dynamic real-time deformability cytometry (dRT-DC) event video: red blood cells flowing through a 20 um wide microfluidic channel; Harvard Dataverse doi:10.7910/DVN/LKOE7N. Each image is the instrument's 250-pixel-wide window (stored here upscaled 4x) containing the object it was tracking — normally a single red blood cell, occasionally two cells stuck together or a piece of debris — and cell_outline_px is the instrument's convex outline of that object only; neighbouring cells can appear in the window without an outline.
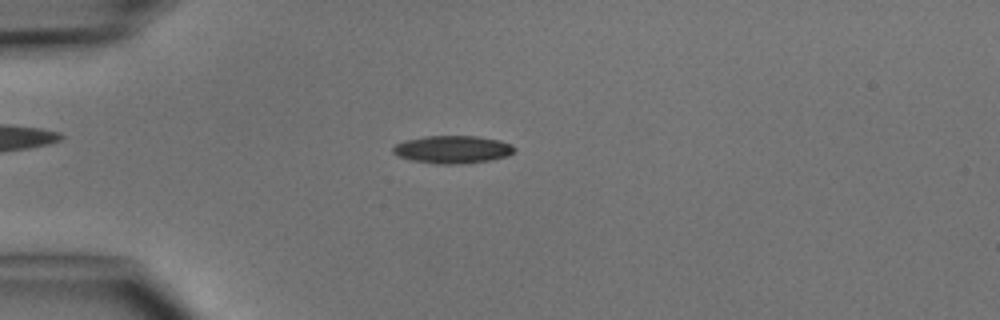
{"species": "common noctule bat (a hibernating species)", "species_latin": "Nyctalus noctula", "temperature_condition": "cold", "stored_images_in_passage": 4, "camera_frame_rate_fps": 3000, "um_per_image_px": 0.085, "animal": {"sex": "male", "body_mass_g": 15.6}, "frame": {"image": 1, "passage_image": 3, "time_ms": 3.333, "image_size_px": [1000, 320], "cell_outline_px": [[516, 152], [508, 156], [492, 160], [460, 164], [436, 164], [412, 160], [400, 156], [392, 152], [392, 148], [396, 144], [404, 140], [424, 136], [476, 136], [500, 140], [512, 144], [516, 148]], "centroid_in_image_um": [38.52, 12.7], "position_along_channel_um": 46.5, "area_um2": 19.83}}